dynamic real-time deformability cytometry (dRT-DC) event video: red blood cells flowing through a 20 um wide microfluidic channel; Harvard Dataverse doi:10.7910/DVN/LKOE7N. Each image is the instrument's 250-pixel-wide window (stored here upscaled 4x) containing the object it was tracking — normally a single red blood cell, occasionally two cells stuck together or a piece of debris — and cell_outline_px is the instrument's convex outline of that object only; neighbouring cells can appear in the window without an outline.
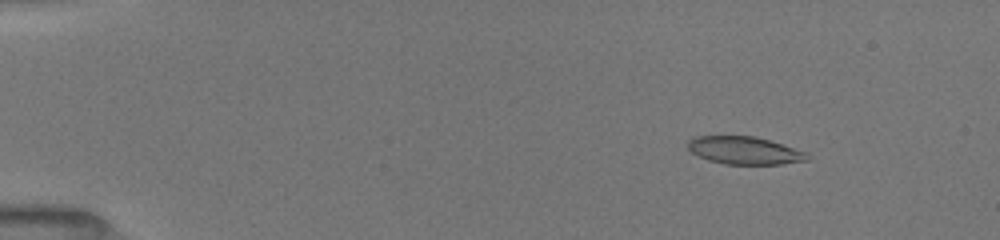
{"species": "common noctule bat (a hibernating species)", "species_latin": "Nyctalus noctula", "temperature_condition": "room temperature", "stored_images_in_passage": 34, "camera_frame_rate_fps": 3000, "um_per_image_px": 0.085, "animal": {"sex": "female", "body_mass_g": 19.5, "forearm_length_mm": 54.1}, "frame": {"image": 1, "passage_image": 2, "time_ms": 0.667, "image_size_px": [1000, 240], "cell_outline_px": [[808, 160], [784, 164], [724, 164], [708, 160], [692, 152], [688, 148], [688, 140], [696, 136], [752, 136], [768, 140], [808, 152]], "centroid_in_image_um": [63.29, 12.79], "position_along_channel_um": 21.7, "area_um2": 19.13}}
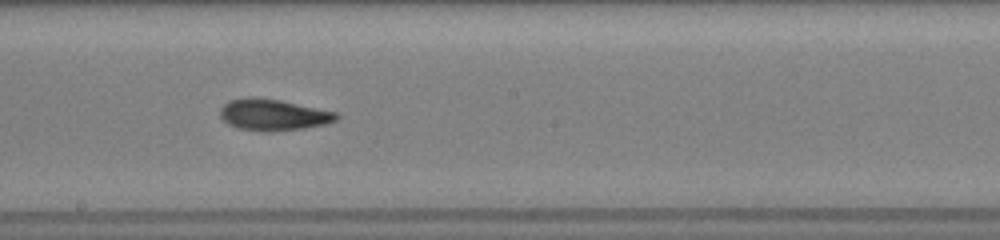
{"frame": {"image": 2, "passage_image": 19, "time_ms": 8.333, "image_size_px": [1000, 240], "cell_outline_px": [[340, 116], [336, 120], [324, 124], [304, 128], [272, 132], [264, 132], [236, 128], [228, 124], [220, 116], [220, 108], [224, 104], [232, 100], [248, 96], [252, 96], [280, 100], [336, 112]], "centroid_in_image_um": [23.2, 9.76], "position_along_channel_um": 225.0, "area_um2": 21.33}}
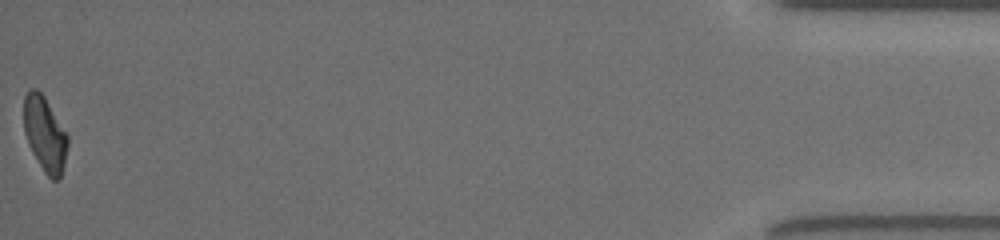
{"frame": {"image": 3, "passage_image": 34, "time_ms": 15.667, "image_size_px": [1000, 240], "cell_outline_px": [[68, 144], [64, 164], [60, 176], [56, 180], [52, 180], [44, 172], [32, 152], [28, 144], [24, 132], [24, 96], [32, 88], [36, 88], [44, 96], [68, 136]], "centroid_in_image_um": [3.8, 11.4], "position_along_channel_um": 431.4, "area_um2": 18.9}, "authors_computed_cell_mechanics": {"area_um2": 20.3167, "velocity_mm_per_s": 4.0078, "shape_relaxation_time_tau1_ms": 5.5295, "shape_relaxation_time_tau2_ms": 2.8734, "deformation_change_tau1": 0.1596, "deformation_change_tau2": 0.0913}}